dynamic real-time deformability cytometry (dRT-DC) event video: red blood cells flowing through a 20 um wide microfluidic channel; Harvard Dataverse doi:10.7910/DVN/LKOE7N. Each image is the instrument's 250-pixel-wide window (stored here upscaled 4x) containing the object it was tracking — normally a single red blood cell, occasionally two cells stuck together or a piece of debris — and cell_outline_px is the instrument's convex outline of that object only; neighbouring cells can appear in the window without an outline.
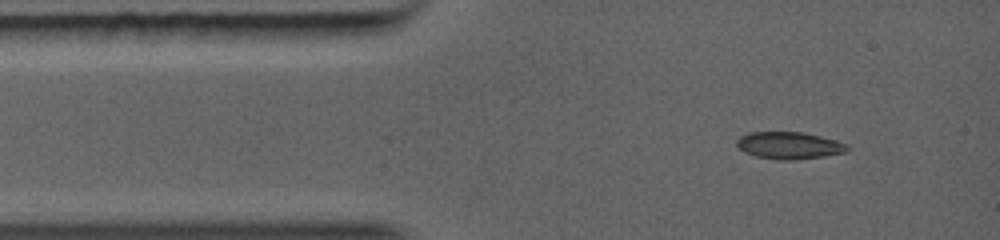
{"species": "common noctule bat (a hibernating species)", "species_latin": "Nyctalus noctula", "temperature_condition": "warm", "stored_images_in_passage": 2, "camera_frame_rate_fps": 5000, "um_per_image_px": 0.085, "animal": {"sex": "female", "body_mass_g": 19.0, "forearm_length_mm": 56.7}, "frame": {"image": 1, "passage_image": 1, "time_ms": 0.0, "image_size_px": [1000, 240], "cell_outline_px": [[848, 152], [824, 156], [796, 160], [780, 160], [756, 156], [744, 152], [736, 144], [736, 140], [740, 136], [748, 132], [804, 132], [836, 140], [848, 144]], "centroid_in_image_um": [67.09, 12.36], "position_along_channel_um": 17.9, "area_um2": 17.57}}